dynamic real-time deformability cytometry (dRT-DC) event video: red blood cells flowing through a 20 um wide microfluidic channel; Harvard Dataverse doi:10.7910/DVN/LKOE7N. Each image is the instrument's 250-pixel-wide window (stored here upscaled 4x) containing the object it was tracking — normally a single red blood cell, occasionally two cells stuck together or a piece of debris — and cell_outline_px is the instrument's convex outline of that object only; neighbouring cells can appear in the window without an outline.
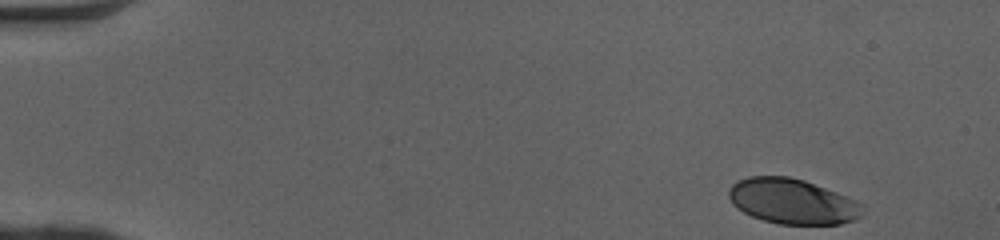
{"species": "human", "species_latin": "Homo sapiens", "temperature_condition": "cold", "stored_images_in_passage": 47, "camera_frame_rate_fps": 3000, "um_per_image_px": 0.085, "donor": {"sex": "female"}, "frame": {"image": 1, "passage_image": 1, "time_ms": 0.0, "image_size_px": [1000, 240], "cell_outline_px": [[864, 216], [856, 220], [840, 224], [780, 224], [764, 220], [752, 216], [736, 208], [732, 204], [728, 196], [728, 188], [736, 180], [748, 176], [788, 176], [804, 180], [836, 192], [856, 200], [864, 204]], "centroid_in_image_um": [67.36, 17.11], "position_along_channel_um": 17.6, "area_um2": 35.66}}
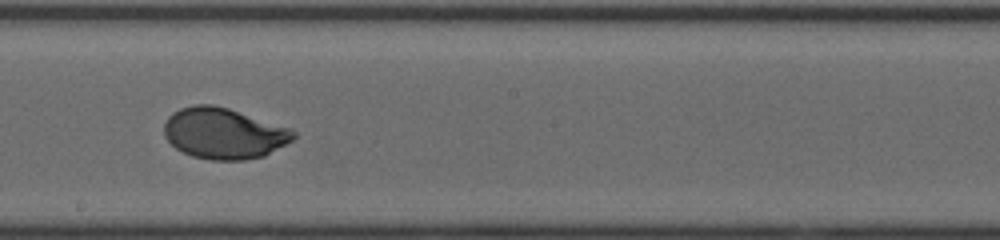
{"frame": {"image": 2, "passage_image": 26, "time_ms": 8.333, "image_size_px": [1000, 240], "cell_outline_px": [[296, 136], [292, 140], [264, 156], [244, 160], [212, 160], [192, 156], [176, 148], [164, 136], [164, 124], [168, 116], [172, 112], [180, 108], [192, 104], [212, 104], [228, 108], [292, 128], [296, 132]], "centroid_in_image_um": [19.02, 11.32], "position_along_channel_um": 229.2, "area_um2": 38.55}}
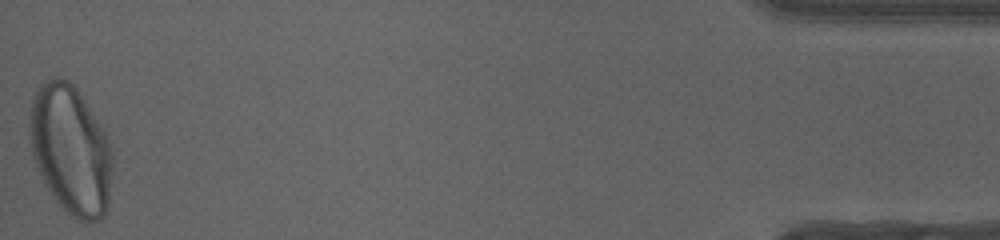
{"frame": {"image": 3, "passage_image": 47, "time_ms": 15.333, "image_size_px": [1000, 240], "cell_outline_px": [[112, 168], [108, 212], [100, 220], [76, 220], [52, 196], [44, 184], [36, 168], [32, 152], [32, 100], [40, 84], [56, 76], [60, 76], [68, 80], [76, 88], [84, 100], [104, 132], [112, 148]], "centroid_in_image_um": [6.04, 12.78], "position_along_channel_um": 429.2, "area_um2": 61.56}, "authors_computed_cell_mechanics": {"area_um2": 38.0324, "velocity_mm_per_s": 4.0655, "shape_relaxation_time_tau1_ms": 2.4657, "shape_relaxation_time_tau2_ms": null, "deformation_change_tau1": 0.16, "deformation_change_tau2": null}}